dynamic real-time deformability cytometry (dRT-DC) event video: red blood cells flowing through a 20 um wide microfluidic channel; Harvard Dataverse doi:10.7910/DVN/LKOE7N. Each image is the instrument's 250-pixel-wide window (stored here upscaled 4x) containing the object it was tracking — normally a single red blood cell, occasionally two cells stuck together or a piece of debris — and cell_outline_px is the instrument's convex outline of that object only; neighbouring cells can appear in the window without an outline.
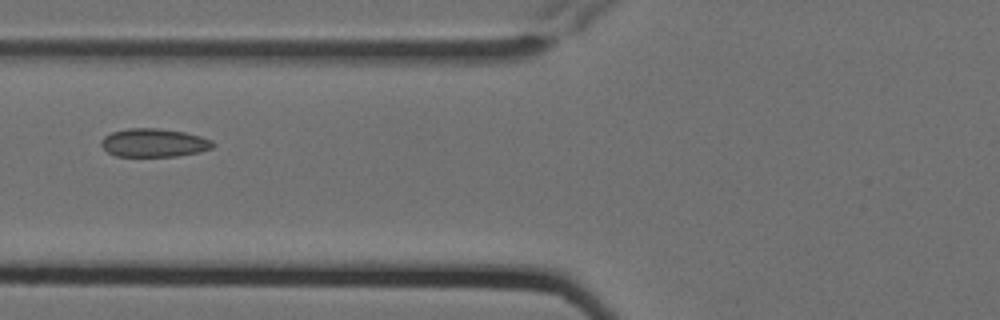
{"species": "Egyptian fruit bat (a non-hibernating species)", "species_latin": "Rousettus aegyptiacus", "temperature_condition": "cold", "stored_images_in_passage": 6, "camera_frame_rate_fps": 3000, "um_per_image_px": 0.085, "animal": {"sex": "female"}, "frame": {"image": 1, "passage_image": 3, "time_ms": 0.667, "image_size_px": [1000, 320], "cell_outline_px": [[216, 144], [212, 148], [200, 152], [176, 156], [116, 156], [108, 152], [100, 144], [100, 140], [104, 136], [112, 132], [128, 128], [160, 128], [184, 132], [200, 136], [212, 140]], "centroid_in_image_um": [13.09, 12.13], "position_along_channel_um": 112.7, "area_um2": 18.55}}
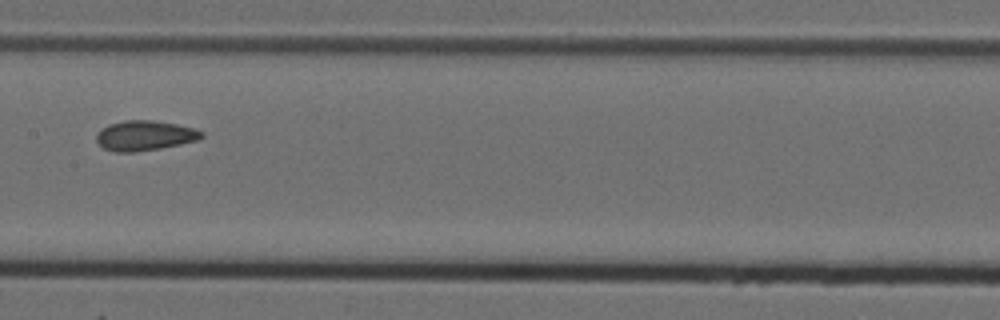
{"frame": {"image": 2, "passage_image": 5, "time_ms": 1.333, "image_size_px": [1000, 320], "cell_outline_px": [[204, 136], [196, 140], [180, 144], [160, 148], [136, 152], [116, 152], [104, 148], [96, 140], [96, 136], [108, 124], [124, 120], [152, 120], [176, 124], [196, 128], [204, 132]], "centroid_in_image_um": [12.33, 11.52], "position_along_channel_um": 195.1, "area_um2": 18.26}}
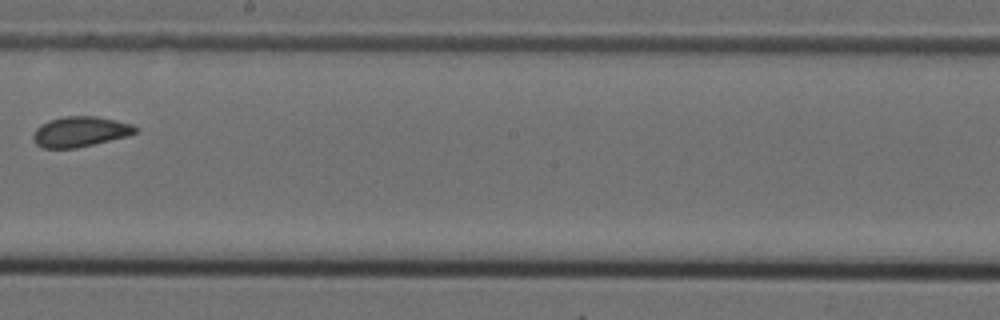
{"frame": {"image": 3, "passage_image": 6, "time_ms": 1.667, "image_size_px": [1000, 320], "cell_outline_px": [[140, 128], [136, 132], [128, 136], [76, 148], [44, 148], [36, 144], [32, 136], [36, 128], [40, 124], [48, 120], [64, 116], [96, 116], [116, 120], [132, 124]], "centroid_in_image_um": [6.82, 11.18], "position_along_channel_um": 241.4, "area_um2": 18.15}}